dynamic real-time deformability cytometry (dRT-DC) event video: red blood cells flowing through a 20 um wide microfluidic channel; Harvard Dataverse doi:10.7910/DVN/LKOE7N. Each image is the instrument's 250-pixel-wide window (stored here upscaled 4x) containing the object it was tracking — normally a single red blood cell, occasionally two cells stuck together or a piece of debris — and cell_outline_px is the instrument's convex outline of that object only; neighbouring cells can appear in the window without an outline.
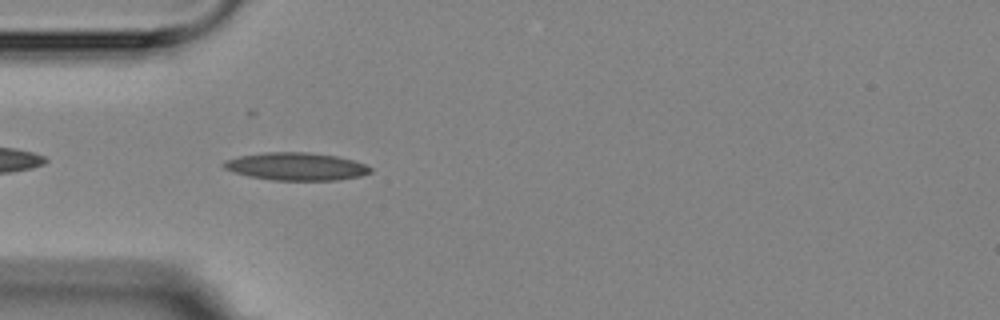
{"species": "Egyptian fruit bat (a non-hibernating species)", "species_latin": "Rousettus aegyptiacus", "temperature_condition": "room temperature", "stored_images_in_passage": 6, "camera_frame_rate_fps": 3000, "um_per_image_px": 0.085, "animal": {"sex": "female"}, "frame": {"image": 1, "passage_image": 3, "time_ms": 3.0, "image_size_px": [1000, 320], "cell_outline_px": [[372, 172], [360, 176], [336, 180], [272, 180], [248, 176], [232, 172], [224, 168], [220, 164], [224, 160], [240, 156], [264, 152], [308, 152], [336, 156], [352, 160], [364, 164], [372, 168]], "centroid_in_image_um": [25.13, 14.15], "position_along_channel_um": 59.9, "area_um2": 23.76}}
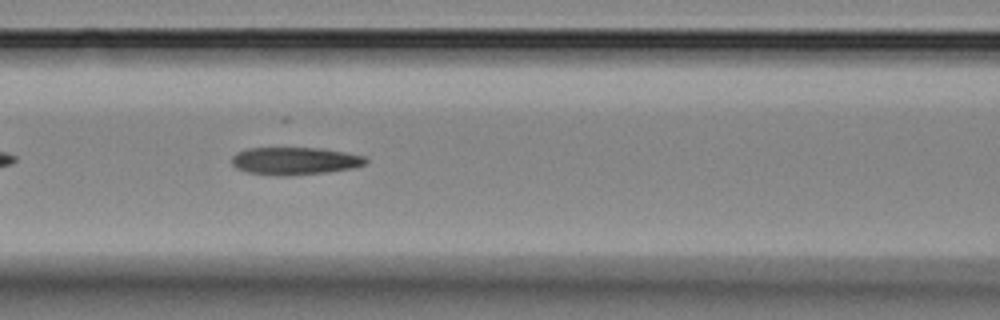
{"frame": {"image": 2, "passage_image": 5, "time_ms": 5.333, "image_size_px": [1000, 320], "cell_outline_px": [[368, 160], [364, 164], [356, 168], [328, 172], [288, 176], [280, 176], [248, 172], [236, 168], [232, 164], [232, 156], [236, 152], [248, 148], [316, 148], [344, 152], [364, 156]], "centroid_in_image_um": [25.05, 13.69], "position_along_channel_um": 141.5, "area_um2": 21.56}}
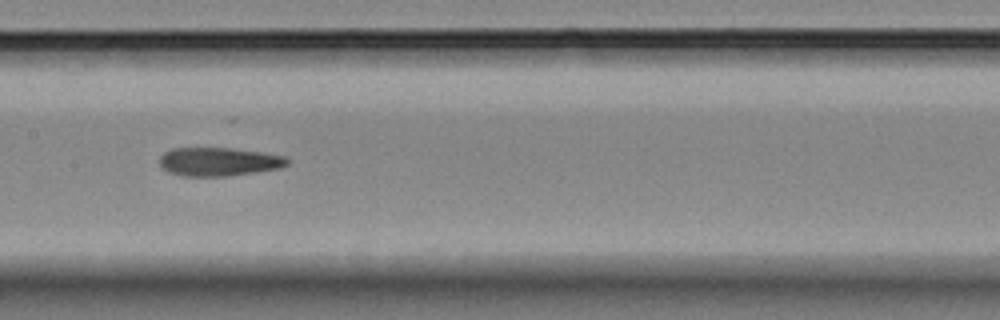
{"frame": {"image": 3, "passage_image": 6, "time_ms": 6.667, "image_size_px": [1000, 320], "cell_outline_px": [[288, 164], [280, 168], [224, 176], [184, 176], [168, 172], [160, 168], [160, 156], [164, 152], [172, 148], [228, 148], [260, 152], [284, 156], [288, 160]], "centroid_in_image_um": [18.53, 13.74], "position_along_channel_um": 188.9, "area_um2": 21.04}}